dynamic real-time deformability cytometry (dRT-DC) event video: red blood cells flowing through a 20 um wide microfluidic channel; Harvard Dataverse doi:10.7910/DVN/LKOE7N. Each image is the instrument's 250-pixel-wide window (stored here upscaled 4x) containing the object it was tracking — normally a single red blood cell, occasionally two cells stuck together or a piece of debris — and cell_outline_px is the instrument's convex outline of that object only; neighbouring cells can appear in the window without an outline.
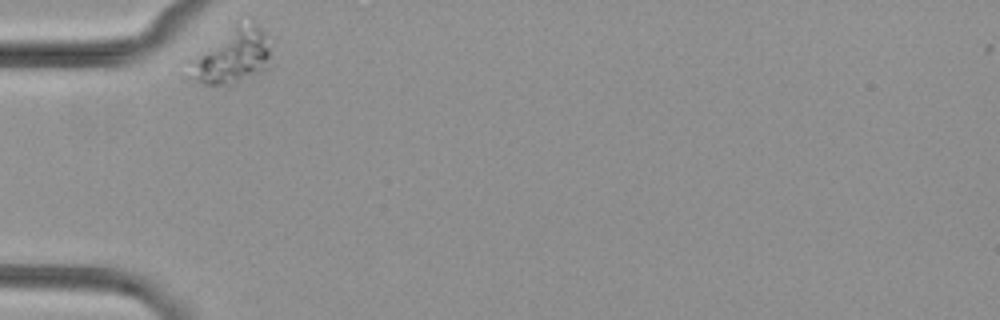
{"species": "common noctule bat (a hibernating species)", "species_latin": "Nyctalus noctula", "temperature_condition": "cold", "stored_images_in_passage": 2, "camera_frame_rate_fps": 3000, "um_per_image_px": 0.085, "animal": {"sex": "female", "body_mass_g": 29.2, "forearm_length_mm": 56.3}, "frame": {"image": 1, "passage_image": 1, "time_ms": 0.0, "image_size_px": [1000, 320], "cell_outline_px": [[272, 68], [264, 72], [232, 84], [204, 84], [196, 80], [180, 60], [236, 20], [252, 16], [264, 32], [268, 48]], "centroid_in_image_um": [19.62, 4.65], "position_along_channel_um": 65.4, "area_um2": 28.73}}
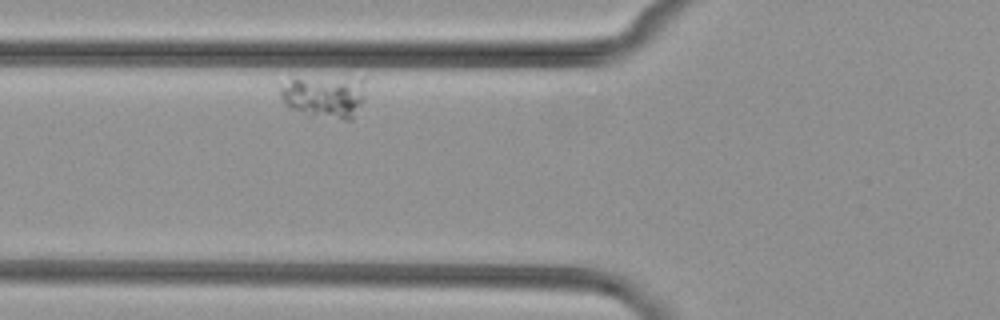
{"frame": {"image": 2, "passage_image": 2, "time_ms": 1.333, "image_size_px": [1000, 320], "cell_outline_px": [[364, 100], [352, 120], [340, 120], [308, 116], [284, 104], [280, 96], [280, 88], [292, 80], [364, 76]], "centroid_in_image_um": [27.66, 8.23], "position_along_channel_um": 98.1, "area_um2": 21.33}}